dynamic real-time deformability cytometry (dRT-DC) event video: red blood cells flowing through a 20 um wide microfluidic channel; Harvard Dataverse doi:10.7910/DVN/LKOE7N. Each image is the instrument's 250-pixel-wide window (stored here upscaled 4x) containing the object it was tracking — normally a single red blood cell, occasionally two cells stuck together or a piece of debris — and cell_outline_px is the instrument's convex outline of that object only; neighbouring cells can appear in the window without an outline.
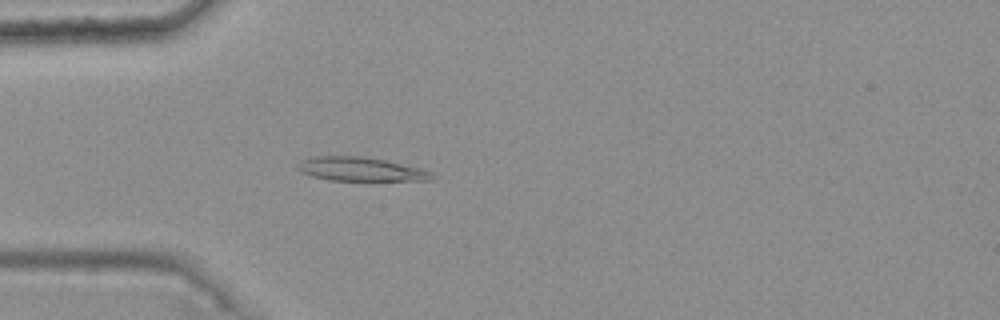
{"species": "common noctule bat (a hibernating species)", "species_latin": "Nyctalus noctula", "temperature_condition": "warm", "stored_images_in_passage": 3, "camera_frame_rate_fps": 3000, "um_per_image_px": 0.085, "animal": {"sex": "female", "body_mass_g": 25.1}, "frame": {"image": 1, "passage_image": 3, "time_ms": 0.667, "image_size_px": [1000, 320], "cell_outline_px": [[436, 180], [332, 180], [312, 176], [300, 172], [296, 168], [296, 164], [300, 160], [312, 156], [360, 156], [388, 160], [420, 168], [432, 172]], "centroid_in_image_um": [30.63, 14.37], "position_along_channel_um": 54.4, "area_um2": 18.79}}